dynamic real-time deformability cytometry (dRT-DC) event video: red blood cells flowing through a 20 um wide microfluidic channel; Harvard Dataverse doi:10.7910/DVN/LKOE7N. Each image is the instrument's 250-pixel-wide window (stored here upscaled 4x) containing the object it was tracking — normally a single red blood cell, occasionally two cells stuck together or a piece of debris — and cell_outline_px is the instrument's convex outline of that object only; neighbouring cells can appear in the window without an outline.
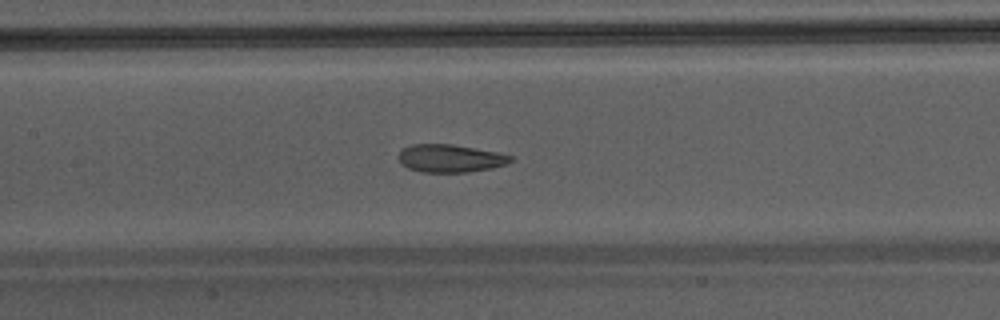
{"species": "Egyptian fruit bat (a non-hibernating species)", "species_latin": "Rousettus aegyptiacus", "temperature_condition": "warm", "stored_images_in_passage": 33, "camera_frame_rate_fps": 3000, "um_per_image_px": 0.085, "animal": {"sex": "male"}, "frame": {"image": 1, "passage_image": 8, "time_ms": 2.333, "image_size_px": [1000, 320], "cell_outline_px": [[512, 160], [508, 164], [492, 168], [468, 172], [420, 172], [408, 168], [400, 164], [396, 156], [404, 148], [412, 144], [452, 144], [496, 152], [512, 156]], "centroid_in_image_um": [38.23, 13.46], "position_along_channel_um": 169.2, "area_um2": 18.26}}
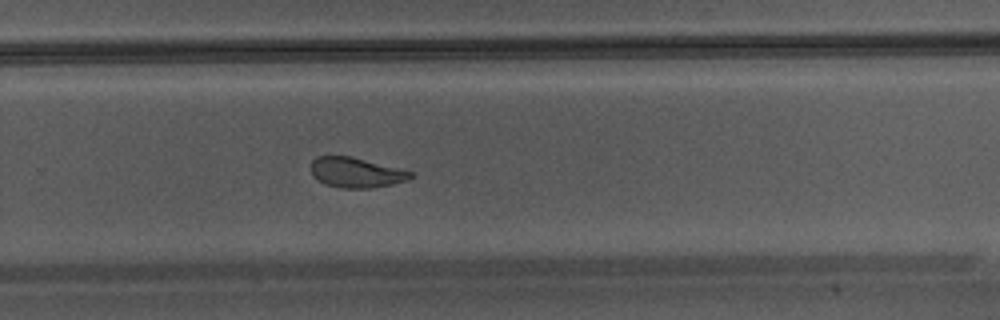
{"frame": {"image": 2, "passage_image": 17, "time_ms": 5.333, "image_size_px": [1000, 320], "cell_outline_px": [[416, 172], [408, 180], [392, 184], [372, 188], [340, 188], [324, 184], [312, 176], [312, 160], [316, 156], [352, 156], [404, 168]], "centroid_in_image_um": [30.33, 14.65], "position_along_channel_um": 299.5, "area_um2": 17.92}}
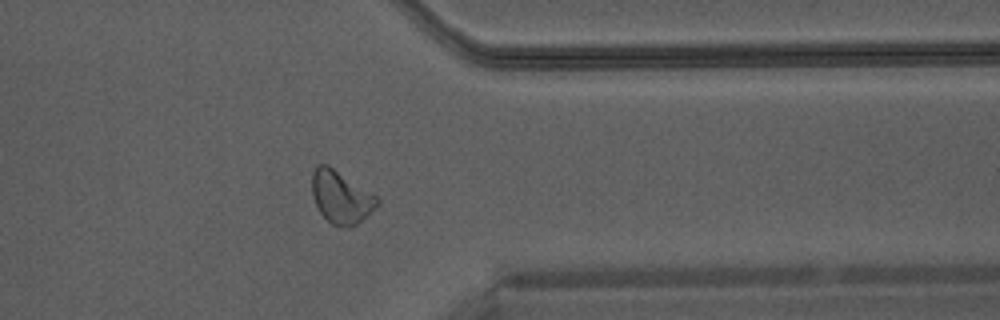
{"frame": {"image": 3, "passage_image": 23, "time_ms": 7.333, "image_size_px": [1000, 320], "cell_outline_px": [[380, 204], [356, 224], [332, 224], [320, 212], [312, 196], [312, 172], [316, 164], [328, 164], [380, 196]], "centroid_in_image_um": [29.01, 16.67], "position_along_channel_um": 382.4, "area_um2": 19.94}}